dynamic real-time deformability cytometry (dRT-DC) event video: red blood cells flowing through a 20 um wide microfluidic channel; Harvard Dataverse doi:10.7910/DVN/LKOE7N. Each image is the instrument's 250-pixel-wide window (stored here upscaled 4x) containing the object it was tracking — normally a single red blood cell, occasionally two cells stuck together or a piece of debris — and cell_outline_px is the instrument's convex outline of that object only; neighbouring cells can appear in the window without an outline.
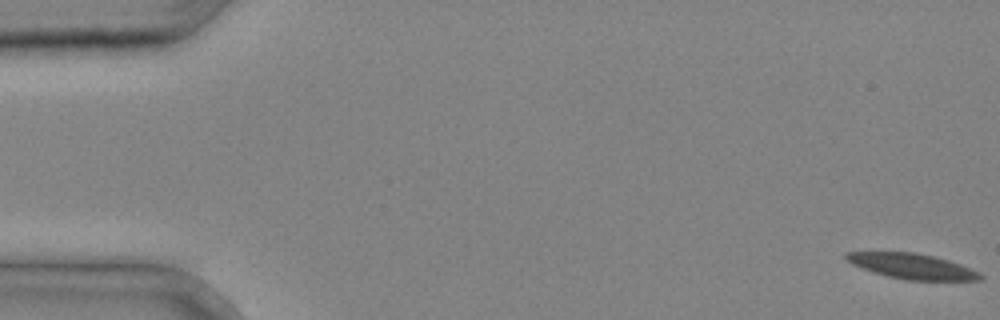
{"species": "common noctule bat (a hibernating species)", "species_latin": "Nyctalus noctula", "temperature_condition": "cold", "stored_images_in_passage": 38, "camera_frame_rate_fps": 3000, "um_per_image_px": 0.085, "animal": {"sex": "male", "body_mass_g": 20.4}, "frame": {"image": 1, "passage_image": 1, "time_ms": 0.0, "image_size_px": [1000, 320], "cell_outline_px": [[984, 276], [980, 280], [904, 280], [872, 272], [852, 264], [844, 256], [844, 252], [912, 252], [932, 256], [948, 260], [960, 264], [980, 272]], "centroid_in_image_um": [77.53, 22.63], "position_along_channel_um": 7.5, "area_um2": 19.65}}
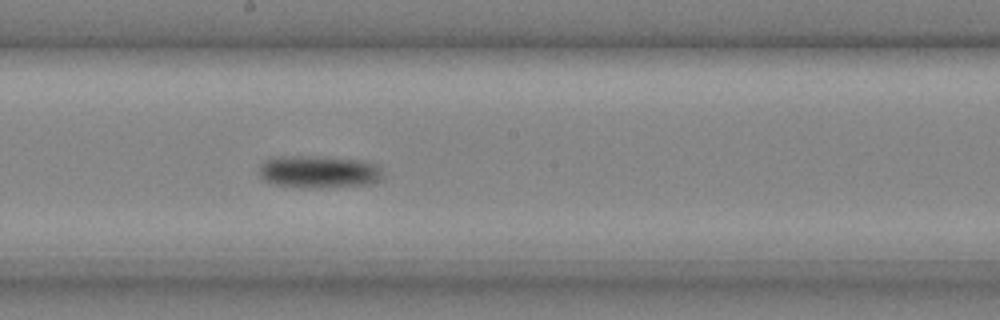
{"frame": {"image": 2, "passage_image": 22, "time_ms": 7.0, "image_size_px": [1000, 320], "cell_outline_px": [[384, 180], [372, 184], [320, 188], [300, 188], [268, 184], [260, 180], [260, 164], [264, 160], [272, 156], [320, 156], [364, 160], [380, 164], [384, 176]], "centroid_in_image_um": [27.11, 14.61], "position_along_channel_um": 221.1, "area_um2": 24.57}}
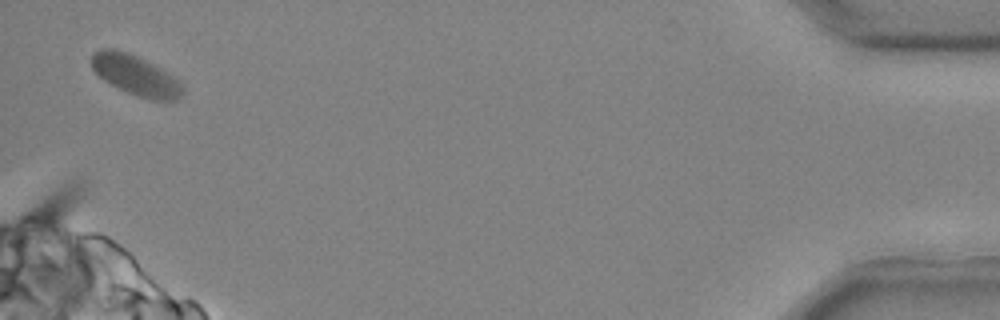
{"frame": {"image": 3, "passage_image": 38, "time_ms": 12.333, "image_size_px": [1000, 320], "cell_outline_px": [[184, 92], [176, 100], [148, 100], [136, 96], [104, 80], [92, 68], [92, 52], [100, 48], [116, 48], [136, 56], [160, 68], [172, 76], [184, 88]], "centroid_in_image_um": [11.5, 6.39], "position_along_channel_um": 423.7, "area_um2": 20.98}}